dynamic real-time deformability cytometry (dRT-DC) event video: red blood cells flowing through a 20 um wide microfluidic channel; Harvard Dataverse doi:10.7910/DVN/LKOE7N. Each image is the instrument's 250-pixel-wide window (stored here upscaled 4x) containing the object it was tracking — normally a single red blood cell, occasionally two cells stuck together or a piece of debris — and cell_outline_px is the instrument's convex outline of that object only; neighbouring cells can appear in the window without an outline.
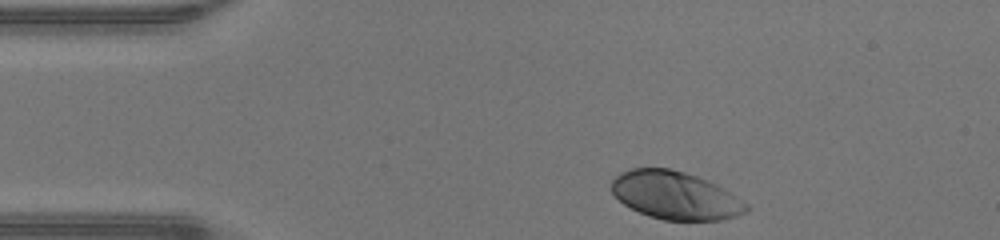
{"species": "human", "species_latin": "Homo sapiens", "temperature_condition": "warm", "stored_images_in_passage": 32, "camera_frame_rate_fps": 3000, "um_per_image_px": 0.085, "donor": {"sex": "male"}, "frame": {"image": 1, "passage_image": 1, "time_ms": 0.0, "image_size_px": [1000, 240], "cell_outline_px": [[748, 208], [744, 212], [736, 216], [720, 220], [664, 220], [648, 216], [624, 204], [612, 192], [612, 180], [620, 172], [632, 168], [668, 168], [684, 172], [708, 180], [724, 188], [748, 204]], "centroid_in_image_um": [57.4, 16.6], "position_along_channel_um": 27.6, "area_um2": 37.4}}
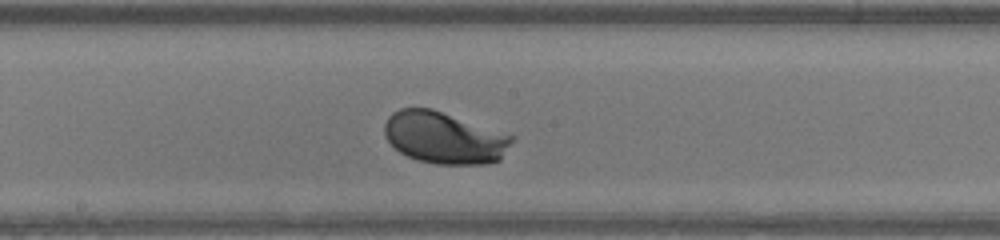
{"frame": {"image": 2, "passage_image": 18, "time_ms": 5.667, "image_size_px": [1000, 240], "cell_outline_px": [[516, 136], [500, 160], [488, 164], [436, 164], [416, 160], [400, 152], [384, 136], [384, 124], [388, 116], [392, 112], [400, 108], [432, 108]], "centroid_in_image_um": [37.77, 11.7], "position_along_channel_um": 210.4, "area_um2": 38.73}}
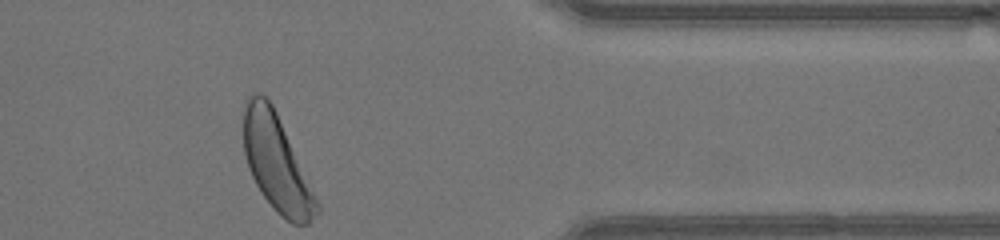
{"frame": {"image": 3, "passage_image": 32, "time_ms": 10.333, "image_size_px": [1000, 240], "cell_outline_px": [[320, 212], [308, 224], [292, 224], [280, 216], [272, 208], [260, 192], [248, 168], [244, 152], [244, 100], [252, 92], [260, 92], [272, 104], [276, 112], [320, 204]], "centroid_in_image_um": [23.5, 13.88], "position_along_channel_um": 387.9, "area_um2": 40.98}, "authors_computed_cell_mechanics": {"area_um2": 37.7723, "velocity_mm_per_s": 4.2836, "shape_relaxation_time_tau1_ms": 1.1598, "shape_relaxation_time_tau2_ms": null, "deformation_change_tau1": 0.1147, "deformation_change_tau2": null}}